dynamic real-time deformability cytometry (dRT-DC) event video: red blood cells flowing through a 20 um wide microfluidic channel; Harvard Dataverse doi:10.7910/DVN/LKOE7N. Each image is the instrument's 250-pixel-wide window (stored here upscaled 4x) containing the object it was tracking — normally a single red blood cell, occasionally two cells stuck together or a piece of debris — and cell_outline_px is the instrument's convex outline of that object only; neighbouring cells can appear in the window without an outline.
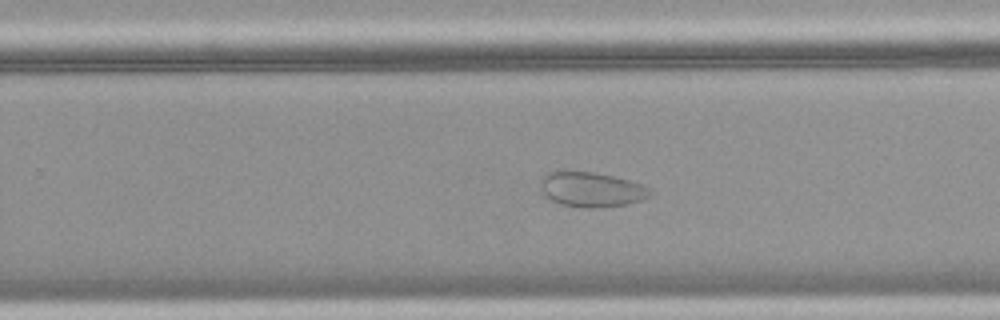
{"species": "common noctule bat (a hibernating species)", "species_latin": "Nyctalus noctula", "temperature_condition": "warm", "stored_images_in_passage": 49, "camera_frame_rate_fps": 3000, "um_per_image_px": 0.085, "animal": {"sex": "female", "body_mass_g": 18.4}, "frame": {"image": 1, "passage_image": 32, "time_ms": 10.333, "image_size_px": [1000, 320], "cell_outline_px": [[652, 192], [648, 196], [640, 200], [628, 204], [600, 208], [584, 208], [560, 204], [544, 196], [540, 188], [540, 180], [548, 172], [592, 172], [612, 176], [628, 180], [652, 188]], "centroid_in_image_um": [50.26, 16.13], "position_along_channel_um": 279.5, "area_um2": 22.2}}
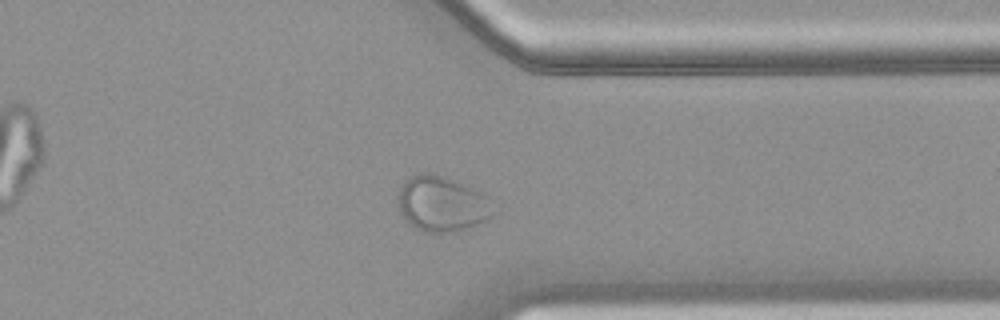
{"frame": {"image": 2, "passage_image": 39, "time_ms": 12.667, "image_size_px": [1000, 320], "cell_outline_px": [[496, 212], [492, 216], [484, 220], [464, 228], [452, 232], [424, 232], [408, 224], [404, 220], [400, 212], [400, 188], [412, 176], [424, 172], [428, 172], [452, 180], [484, 192], [488, 196]], "centroid_in_image_um": [37.59, 17.34], "position_along_channel_um": 373.8, "area_um2": 30.29}}
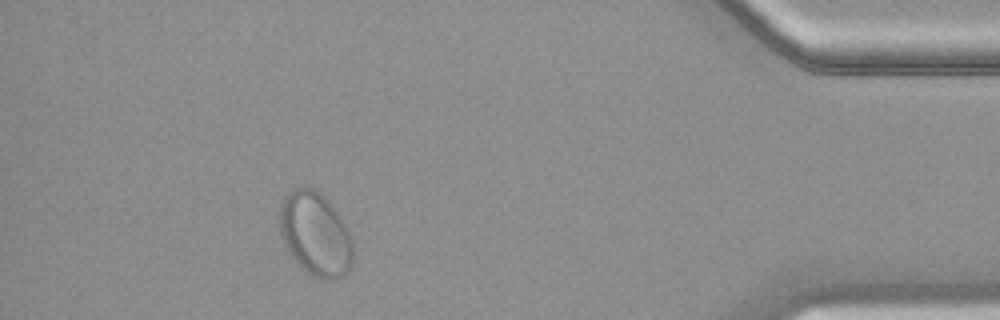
{"frame": {"image": 3, "passage_image": 45, "time_ms": 14.667, "image_size_px": [1000, 320], "cell_outline_px": [[352, 260], [348, 272], [344, 276], [336, 280], [328, 280], [316, 276], [300, 268], [284, 244], [280, 232], [280, 204], [284, 196], [288, 192], [296, 188], [316, 188], [324, 196], [348, 228], [352, 244]], "centroid_in_image_um": [26.8, 19.9], "position_along_channel_um": 408.4, "area_um2": 35.66}}